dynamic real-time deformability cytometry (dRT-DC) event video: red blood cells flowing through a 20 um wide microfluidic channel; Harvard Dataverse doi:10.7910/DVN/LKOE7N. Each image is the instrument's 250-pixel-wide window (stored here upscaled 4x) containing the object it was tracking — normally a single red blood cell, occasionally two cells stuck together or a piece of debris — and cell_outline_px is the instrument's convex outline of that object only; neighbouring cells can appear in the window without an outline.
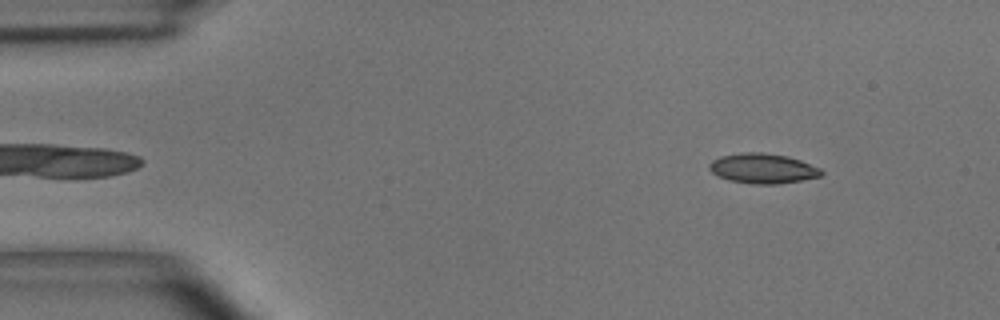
{"species": "common noctule bat (a hibernating species)", "species_latin": "Nyctalus noctula", "temperature_condition": "room temperature", "stored_images_in_passage": 8, "camera_frame_rate_fps": 3000, "um_per_image_px": 0.085, "animal": {"sex": "male", "body_mass_g": 15.6}, "frame": {"image": 1, "passage_image": 5, "time_ms": 1.333, "image_size_px": [1000, 320], "cell_outline_px": [[824, 172], [820, 176], [780, 184], [752, 184], [728, 180], [716, 176], [708, 168], [708, 164], [712, 160], [720, 156], [744, 152], [764, 152], [788, 156], [800, 160], [820, 168]], "centroid_in_image_um": [64.8, 14.31], "position_along_channel_um": 20.2, "area_um2": 19.71}}